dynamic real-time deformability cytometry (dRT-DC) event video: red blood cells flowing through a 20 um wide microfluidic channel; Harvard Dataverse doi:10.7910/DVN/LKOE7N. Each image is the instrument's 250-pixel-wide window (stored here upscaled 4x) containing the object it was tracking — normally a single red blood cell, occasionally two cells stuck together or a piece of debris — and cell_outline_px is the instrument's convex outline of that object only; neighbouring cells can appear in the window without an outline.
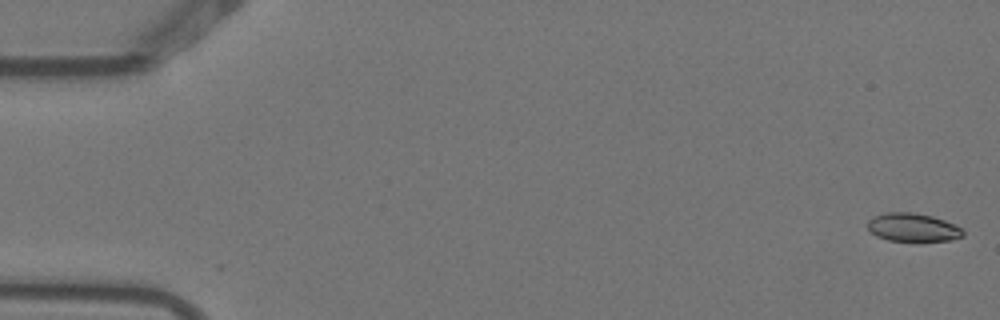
{"species": "Egyptian fruit bat (a non-hibernating species)", "species_latin": "Rousettus aegyptiacus", "temperature_condition": "warm", "stored_images_in_passage": 6, "camera_frame_rate_fps": 3000, "um_per_image_px": 0.085, "animal": {"sex": "female"}, "frame": {"image": 1, "passage_image": 1, "time_ms": 0.0, "image_size_px": [1000, 320], "cell_outline_px": [[964, 236], [952, 240], [920, 244], [888, 240], [876, 236], [868, 228], [868, 220], [872, 216], [888, 212], [912, 212], [932, 216], [944, 220], [960, 228], [964, 232]], "centroid_in_image_um": [77.6, 19.38], "position_along_channel_um": 7.4, "area_um2": 16.42}}